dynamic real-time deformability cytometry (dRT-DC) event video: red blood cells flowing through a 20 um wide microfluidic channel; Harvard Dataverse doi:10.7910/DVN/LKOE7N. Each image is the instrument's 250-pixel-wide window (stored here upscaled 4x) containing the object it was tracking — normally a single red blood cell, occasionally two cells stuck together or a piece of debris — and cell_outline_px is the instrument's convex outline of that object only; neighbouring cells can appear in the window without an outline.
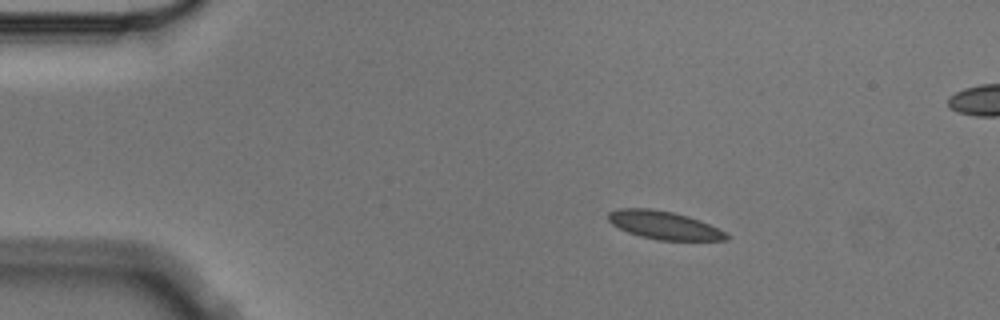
{"species": "Egyptian fruit bat (a non-hibernating species)", "species_latin": "Rousettus aegyptiacus", "temperature_condition": "cold", "stored_images_in_passage": 5, "segment_of_instrument_passage": [1, 2], "camera_frame_rate_fps": 3000, "um_per_image_px": 0.085, "animal": {"sex": "male"}, "frame": {"image": 1, "passage_image": 2, "time_ms": 0.333, "image_size_px": [1000, 320], "cell_outline_px": [[728, 240], [660, 240], [640, 236], [628, 232], [612, 224], [608, 220], [608, 212], [620, 208], [652, 208], [672, 212], [688, 216], [700, 220], [728, 232]], "centroid_in_image_um": [56.46, 19.13], "position_along_channel_um": 28.5, "area_um2": 19.36}}